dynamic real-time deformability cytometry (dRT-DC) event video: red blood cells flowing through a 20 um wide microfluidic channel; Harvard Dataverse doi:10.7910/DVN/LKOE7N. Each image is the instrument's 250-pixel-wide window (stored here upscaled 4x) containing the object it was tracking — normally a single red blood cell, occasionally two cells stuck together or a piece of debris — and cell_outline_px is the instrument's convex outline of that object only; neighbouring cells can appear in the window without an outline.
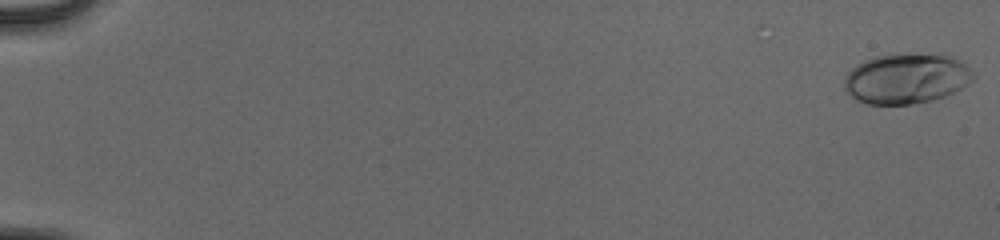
{"species": "human", "species_latin": "Homo sapiens", "temperature_condition": "cold", "stored_images_in_passage": 48, "camera_frame_rate_fps": 3000, "um_per_image_px": 0.085, "donor": {"sex": "male"}, "frame": {"image": 1, "passage_image": 1, "time_ms": 0.0, "image_size_px": [1000, 240], "cell_outline_px": [[976, 76], [968, 84], [944, 96], [932, 100], [912, 104], [864, 104], [856, 100], [844, 92], [844, 76], [852, 68], [864, 60], [872, 56], [892, 52], [952, 56], [964, 64]], "centroid_in_image_um": [76.97, 6.66], "position_along_channel_um": 8.0, "area_um2": 38.21}}
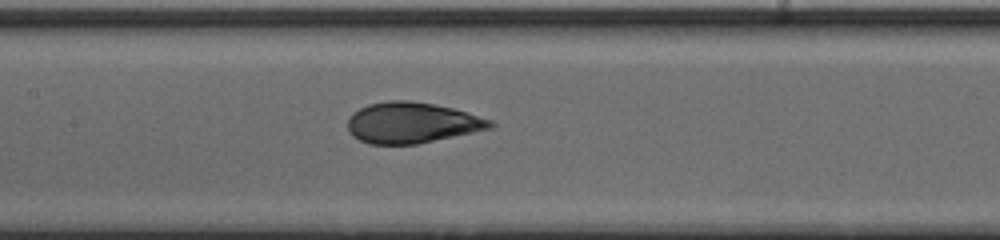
{"frame": {"image": 2, "passage_image": 29, "time_ms": 9.333, "image_size_px": [1000, 240], "cell_outline_px": [[496, 124], [492, 128], [416, 144], [368, 144], [352, 136], [348, 132], [348, 116], [352, 112], [368, 104], [388, 100], [408, 100], [432, 104], [452, 108], [492, 120]], "centroid_in_image_um": [34.97, 10.43], "position_along_channel_um": 172.4, "area_um2": 33.87}}
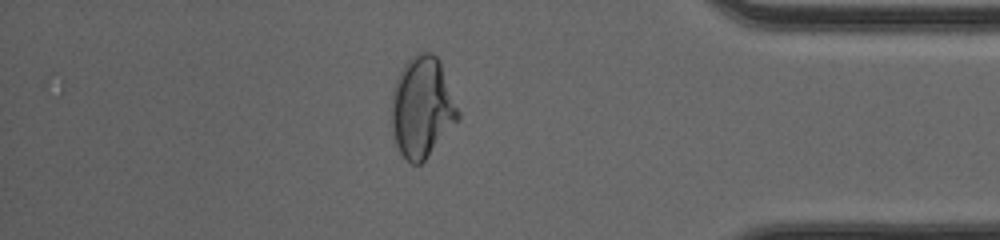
{"frame": {"image": 3, "passage_image": 48, "time_ms": 15.667, "image_size_px": [1000, 240], "cell_outline_px": [[460, 120], [424, 160], [420, 164], [412, 164], [400, 152], [396, 144], [392, 132], [392, 92], [396, 80], [404, 64], [416, 52], [432, 52], [440, 60], [460, 112]], "centroid_in_image_um": [35.9, 9.1], "position_along_channel_um": 399.3, "area_um2": 39.19}, "authors_computed_cell_mechanics": {"area_um2": 34.5066, "velocity_mm_per_s": 3.936, "shape_relaxation_time_tau1_ms": 7.1859, "shape_relaxation_time_tau2_ms": null, "deformation_change_tau1": 0.2364, "deformation_change_tau2": null}}